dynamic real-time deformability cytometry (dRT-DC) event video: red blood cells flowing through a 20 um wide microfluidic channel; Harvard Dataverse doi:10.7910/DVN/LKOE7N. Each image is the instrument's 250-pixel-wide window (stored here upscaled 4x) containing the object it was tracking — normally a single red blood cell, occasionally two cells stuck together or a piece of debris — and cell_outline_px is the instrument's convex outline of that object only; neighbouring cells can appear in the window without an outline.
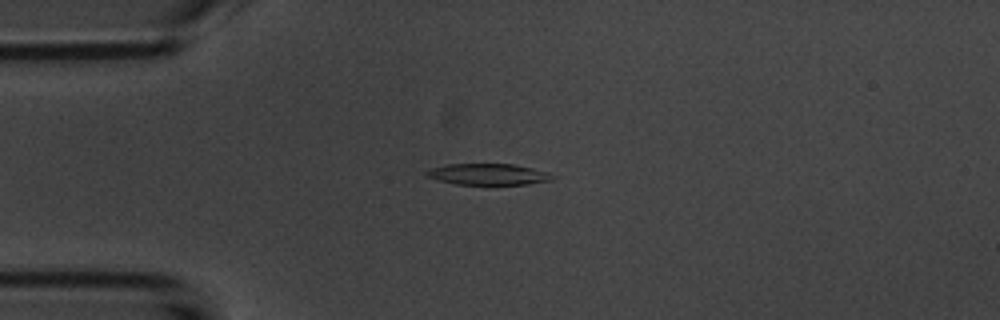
{"species": "common noctule bat (a hibernating species)", "species_latin": "Nyctalus noctula", "temperature_condition": "room temperature", "stored_images_in_passage": 47, "camera_frame_rate_fps": 3000, "um_per_image_px": 0.085, "animal": {"sex": "male", "body_mass_g": 20.1, "forearm_length_mm": 53.5}, "frame": {"image": 1, "passage_image": 6, "time_ms": 1.667, "image_size_px": [1000, 320], "cell_outline_px": [[556, 176], [552, 180], [528, 184], [456, 184], [440, 180], [428, 176], [424, 172], [432, 168], [448, 164], [512, 164], [532, 168], [548, 172]], "centroid_in_image_um": [41.54, 14.81], "position_along_channel_um": 43.5, "area_um2": 15.37}}
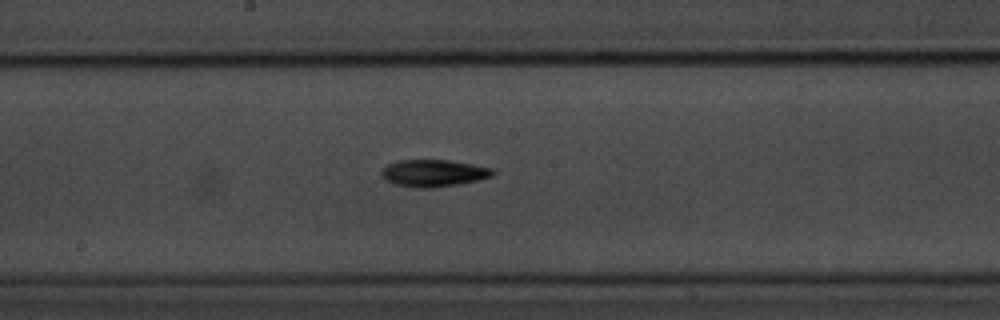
{"frame": {"image": 2, "passage_image": 21, "time_ms": 6.667, "image_size_px": [1000, 320], "cell_outline_px": [[496, 172], [492, 176], [480, 180], [432, 188], [416, 188], [396, 184], [388, 180], [380, 172], [388, 164], [396, 160], [448, 160], [472, 164], [492, 168]], "centroid_in_image_um": [36.89, 14.71], "position_along_channel_um": 211.3, "area_um2": 17.4}}
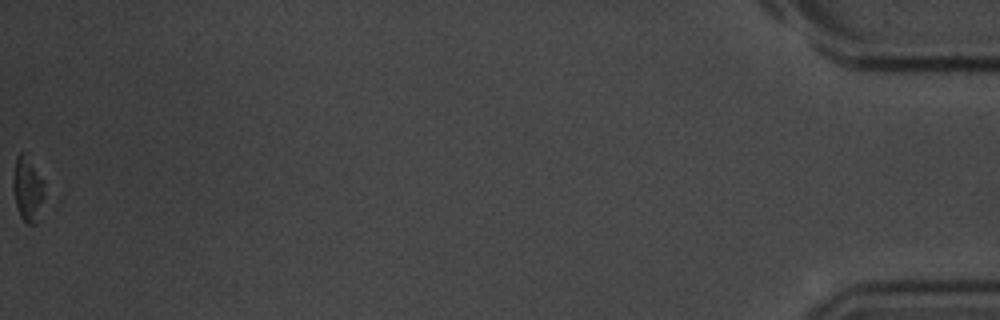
{"frame": {"image": 3, "passage_image": 47, "time_ms": 15.333, "image_size_px": [1000, 320], "cell_outline_px": [[44, 196], [36, 224], [28, 224], [20, 216], [16, 208], [12, 188], [12, 176], [16, 156], [20, 152], [44, 180]], "centroid_in_image_um": [2.32, 16.14], "position_along_channel_um": 432.9, "area_um2": 11.62}, "authors_computed_cell_mechanics": {"area_um2": 16.3574, "velocity_mm_per_s": 3.722, "shape_relaxation_time_tau1_ms": 4.2402, "shape_relaxation_time_tau2_ms": null, "deformation_change_tau1": 0.1261, "deformation_change_tau2": null}}